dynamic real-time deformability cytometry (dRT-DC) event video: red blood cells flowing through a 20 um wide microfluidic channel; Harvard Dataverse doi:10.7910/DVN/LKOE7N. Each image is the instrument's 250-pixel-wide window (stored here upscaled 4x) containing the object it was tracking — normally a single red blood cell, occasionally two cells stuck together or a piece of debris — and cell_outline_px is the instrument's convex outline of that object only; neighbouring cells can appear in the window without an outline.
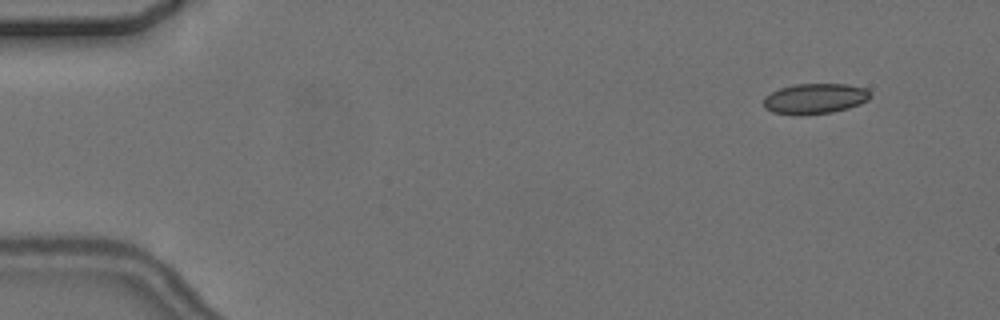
{"species": "common noctule bat (a hibernating species)", "species_latin": "Nyctalus noctula", "temperature_condition": "cold", "stored_images_in_passage": 4, "camera_frame_rate_fps": 3000, "um_per_image_px": 0.085, "animal": {"sex": "female", "body_mass_g": 24.6, "forearm_length_mm": 56.2}, "frame": {"image": 1, "passage_image": 2, "time_ms": 1.0, "image_size_px": [1000, 320], "cell_outline_px": [[872, 96], [868, 100], [860, 104], [848, 108], [832, 112], [796, 116], [772, 112], [764, 108], [764, 96], [780, 88], [796, 84], [848, 84], [864, 88]], "centroid_in_image_um": [69.24, 8.39], "position_along_channel_um": 15.8, "area_um2": 19.02}}
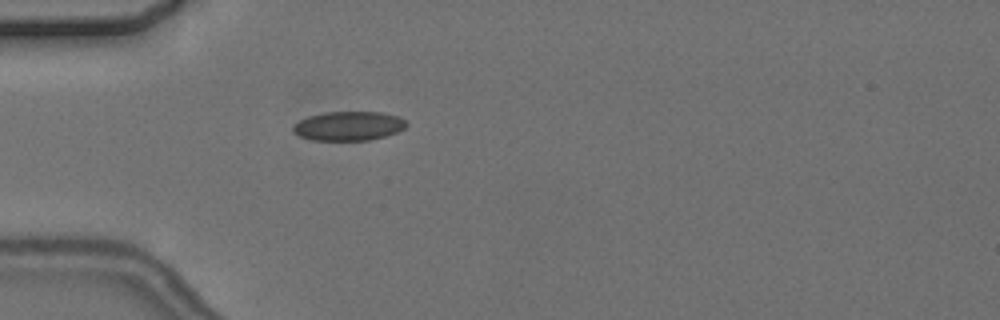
{"frame": {"image": 2, "passage_image": 4, "time_ms": 5.0, "image_size_px": [1000, 320], "cell_outline_px": [[408, 124], [404, 128], [396, 132], [384, 136], [368, 140], [312, 140], [300, 136], [292, 132], [292, 128], [300, 120], [308, 116], [324, 112], [384, 112], [400, 116]], "centroid_in_image_um": [29.64, 10.7], "position_along_channel_um": 55.4, "area_um2": 19.25}}